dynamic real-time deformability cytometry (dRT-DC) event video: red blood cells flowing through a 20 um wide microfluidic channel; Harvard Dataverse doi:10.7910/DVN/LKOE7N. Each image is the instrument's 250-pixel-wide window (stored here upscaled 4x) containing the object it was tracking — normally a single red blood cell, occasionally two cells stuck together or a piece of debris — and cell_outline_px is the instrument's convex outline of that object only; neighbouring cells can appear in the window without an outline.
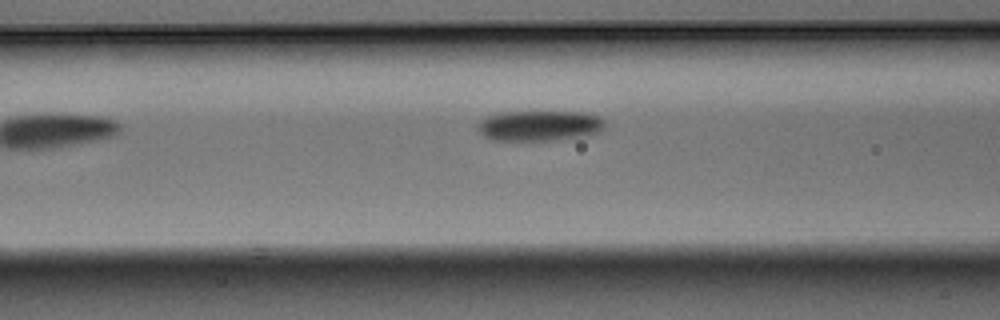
{"species": "Egyptian fruit bat (a non-hibernating species)", "species_latin": "Rousettus aegyptiacus", "temperature_condition": "warm", "stored_images_in_passage": 6, "camera_frame_rate_fps": 3000, "um_per_image_px": 0.085, "animal": {"sex": "male"}, "frame": {"image": 1, "passage_image": 5, "time_ms": 1.333, "image_size_px": [1000, 320], "cell_outline_px": [[604, 128], [600, 132], [588, 136], [560, 140], [492, 140], [484, 136], [476, 128], [480, 120], [484, 116], [500, 112], [580, 112], [600, 116], [604, 120]], "centroid_in_image_um": [45.86, 10.69], "position_along_channel_um": 120.7, "area_um2": 22.89}}
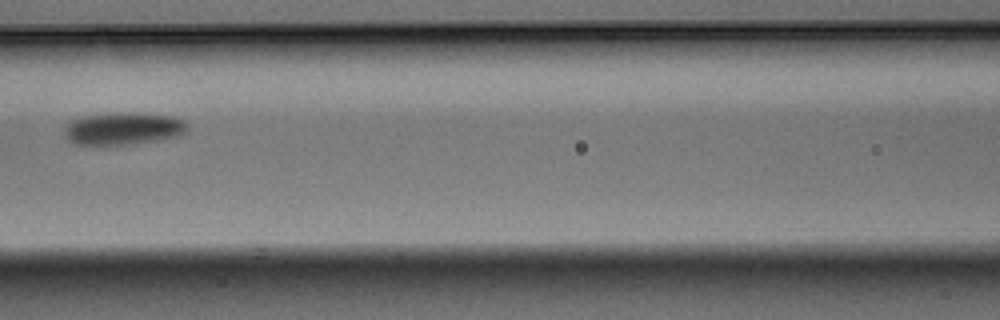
{"frame": {"image": 2, "passage_image": 6, "time_ms": 1.667, "image_size_px": [1000, 320], "cell_outline_px": [[184, 132], [176, 136], [156, 140], [132, 144], [72, 144], [68, 140], [64, 132], [64, 128], [72, 120], [84, 116], [128, 112], [132, 112], [172, 116], [184, 120]], "centroid_in_image_um": [10.43, 10.92], "position_along_channel_um": 156.2, "area_um2": 22.72}}